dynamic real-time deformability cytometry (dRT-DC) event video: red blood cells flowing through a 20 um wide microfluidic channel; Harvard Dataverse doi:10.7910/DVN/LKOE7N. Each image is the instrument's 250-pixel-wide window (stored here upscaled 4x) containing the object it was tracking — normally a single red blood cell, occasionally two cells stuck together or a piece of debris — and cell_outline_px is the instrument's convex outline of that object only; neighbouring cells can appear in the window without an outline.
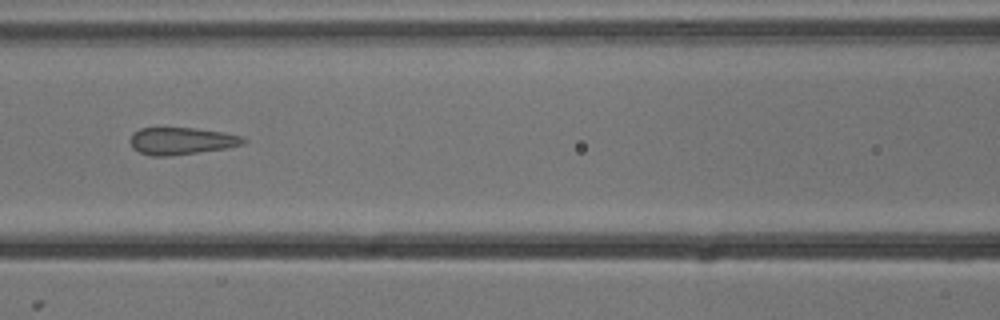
{"species": "common noctule bat (a hibernating species)", "species_latin": "Nyctalus noctula", "temperature_condition": "cold", "stored_images_in_passage": 8, "camera_frame_rate_fps": 3000, "um_per_image_px": 0.085, "animal": {"sex": "male", "body_mass_g": 13.3}, "frame": {"image": 1, "passage_image": 6, "time_ms": 1.667, "image_size_px": [1000, 320], "cell_outline_px": [[248, 140], [244, 144], [228, 148], [172, 156], [152, 156], [140, 152], [132, 148], [128, 140], [132, 132], [140, 128], [196, 128], [224, 132], [244, 136]], "centroid_in_image_um": [15.44, 11.98], "position_along_channel_um": 151.2, "area_um2": 18.32}}
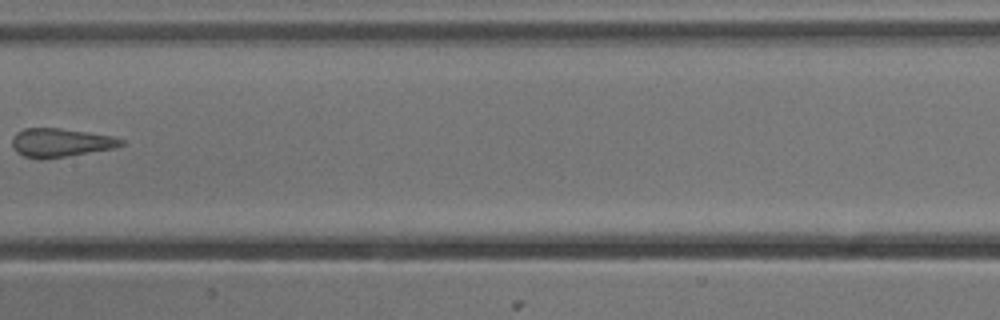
{"frame": {"image": 2, "passage_image": 7, "time_ms": 2.0, "image_size_px": [1000, 320], "cell_outline_px": [[124, 144], [112, 148], [68, 156], [40, 160], [24, 156], [16, 152], [12, 144], [12, 140], [16, 132], [24, 128], [60, 128], [88, 132], [112, 136], [124, 140]], "centroid_in_image_um": [5.11, 12.13], "position_along_channel_um": 202.3, "area_um2": 18.15}}
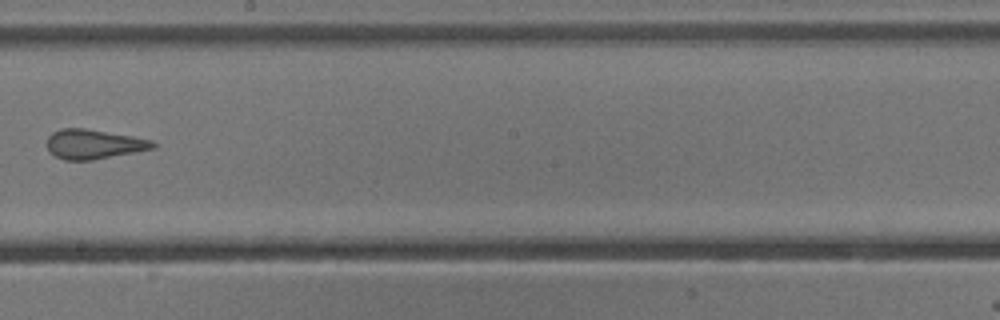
{"frame": {"image": 3, "passage_image": 8, "time_ms": 2.333, "image_size_px": [1000, 320], "cell_outline_px": [[156, 148], [92, 160], [64, 160], [56, 156], [48, 148], [48, 136], [52, 132], [60, 128], [84, 128], [132, 136], [152, 140], [156, 144]], "centroid_in_image_um": [7.98, 12.25], "position_along_channel_um": 240.2, "area_um2": 18.09}}